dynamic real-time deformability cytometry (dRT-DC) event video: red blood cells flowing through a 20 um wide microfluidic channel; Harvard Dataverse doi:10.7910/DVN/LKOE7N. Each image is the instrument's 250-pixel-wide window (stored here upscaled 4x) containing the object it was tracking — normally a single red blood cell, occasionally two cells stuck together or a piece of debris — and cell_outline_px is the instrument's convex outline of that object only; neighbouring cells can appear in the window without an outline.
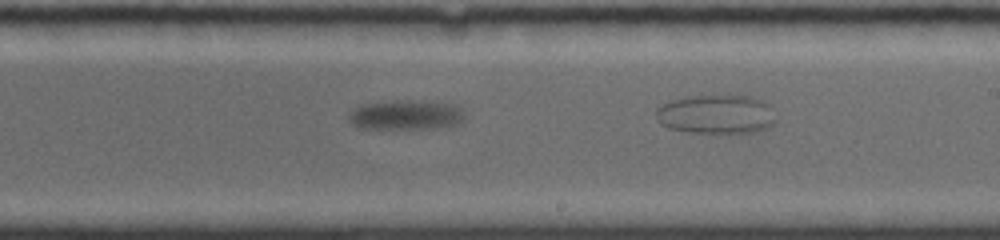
{"species": "common noctule bat (a hibernating species)", "species_latin": "Nyctalus noctula", "temperature_condition": "room temperature", "stored_images_in_passage": 28, "camera_frame_rate_fps": 4000, "um_per_image_px": 0.085, "animal": {"sex": "female", "body_mass_g": 19.0, "forearm_length_mm": 56.7}, "frame": {"image": 1, "passage_image": 16, "time_ms": 6.25, "image_size_px": [1000, 240], "cell_outline_px": [[464, 120], [460, 124], [436, 128], [360, 128], [352, 124], [348, 120], [348, 116], [352, 108], [364, 104], [392, 100], [420, 100], [456, 104], [460, 108], [464, 116]], "centroid_in_image_um": [34.51, 9.75], "position_along_channel_um": 254.5, "area_um2": 20.35}}